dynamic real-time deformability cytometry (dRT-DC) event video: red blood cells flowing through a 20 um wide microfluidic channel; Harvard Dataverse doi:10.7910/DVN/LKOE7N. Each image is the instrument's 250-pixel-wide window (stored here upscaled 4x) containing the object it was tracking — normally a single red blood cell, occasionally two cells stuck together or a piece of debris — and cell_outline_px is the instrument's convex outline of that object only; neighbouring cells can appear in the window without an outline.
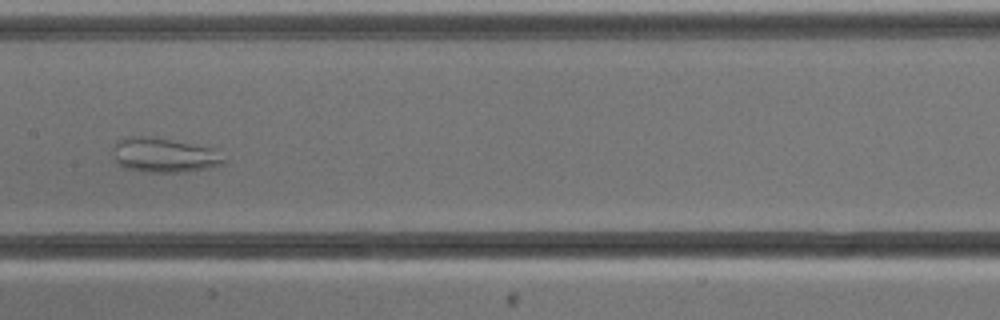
{"species": "common noctule bat (a hibernating species)", "species_latin": "Nyctalus noctula", "temperature_condition": "cold", "stored_images_in_passage": 36, "camera_frame_rate_fps": 3000, "um_per_image_px": 0.085, "animal": {"sex": "male", "body_mass_g": 13.3}, "frame": {"image": 1, "passage_image": 10, "time_ms": 3.0, "image_size_px": [1000, 320], "cell_outline_px": [[228, 160], [224, 164], [184, 172], [144, 172], [124, 168], [116, 160], [116, 140], [148, 136], [212, 148]], "centroid_in_image_um": [14.0, 13.22], "position_along_channel_um": 193.4, "area_um2": 21.62}}
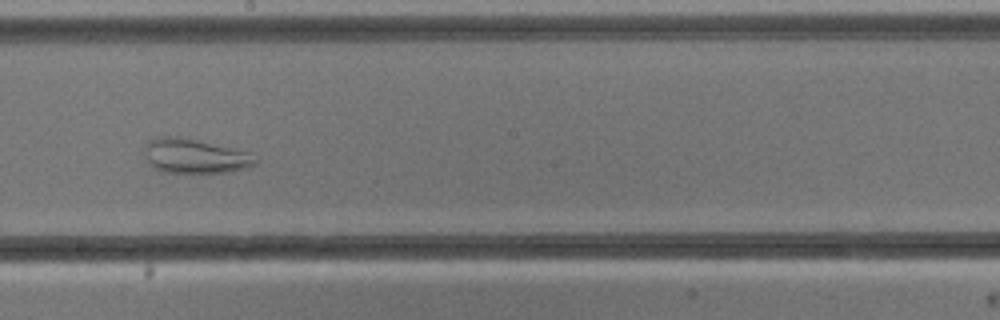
{"frame": {"image": 2, "passage_image": 13, "time_ms": 4.0, "image_size_px": [1000, 320], "cell_outline_px": [[256, 164], [248, 168], [228, 172], [160, 172], [152, 168], [148, 164], [148, 144], [156, 136], [168, 136], [196, 140], [248, 152], [256, 160]], "centroid_in_image_um": [16.58, 13.29], "position_along_channel_um": 231.6, "area_um2": 21.62}}
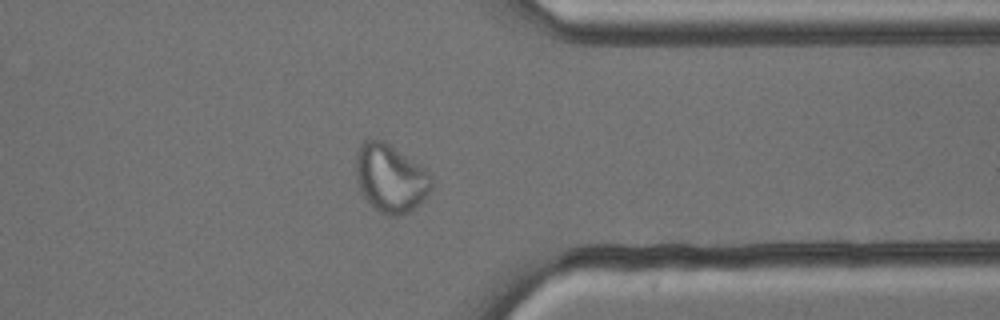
{"frame": {"image": 3, "passage_image": 25, "time_ms": 8.0, "image_size_px": [1000, 320], "cell_outline_px": [[432, 188], [420, 204], [408, 212], [400, 216], [388, 216], [380, 212], [364, 196], [360, 188], [356, 176], [356, 152], [360, 144], [364, 140], [384, 140], [432, 176]], "centroid_in_image_um": [33.18, 15.16], "position_along_channel_um": 378.2, "area_um2": 29.48}}